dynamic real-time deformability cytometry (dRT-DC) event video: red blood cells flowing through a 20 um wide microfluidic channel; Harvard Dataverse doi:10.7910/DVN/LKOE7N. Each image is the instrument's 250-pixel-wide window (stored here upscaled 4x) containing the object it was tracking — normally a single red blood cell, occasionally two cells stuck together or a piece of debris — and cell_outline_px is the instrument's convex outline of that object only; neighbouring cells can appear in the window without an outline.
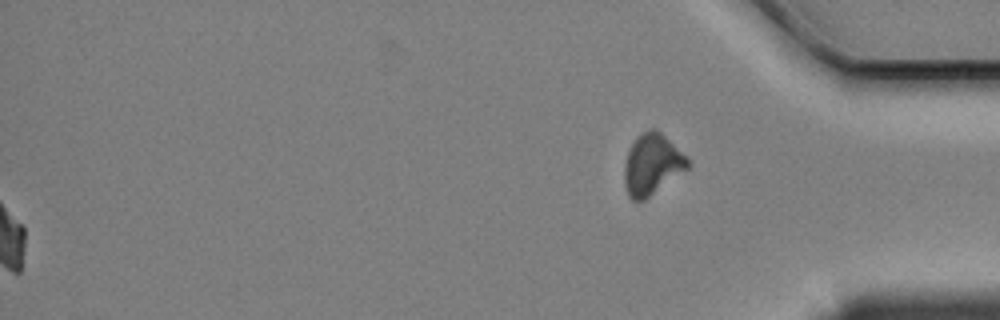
{"species": "Egyptian fruit bat (a non-hibernating species)", "species_latin": "Rousettus aegyptiacus", "temperature_condition": "cold", "stored_images_in_passage": 60, "segment_of_instrument_passage": [2, 2], "camera_frame_rate_fps": 3000, "um_per_image_px": 0.085, "animal": {"sex": "female"}, "frame": {"image": 1, "passage_image": 60, "time_ms": 19.667, "image_size_px": [1000, 320], "cell_outline_px": [[692, 164], [688, 168], [644, 200], [636, 204], [628, 196], [624, 184], [624, 164], [628, 152], [636, 136], [640, 132], [648, 128], [656, 128], [688, 156]], "centroid_in_image_um": [55.42, 13.96], "position_along_channel_um": 379.8, "area_um2": 22.89}}